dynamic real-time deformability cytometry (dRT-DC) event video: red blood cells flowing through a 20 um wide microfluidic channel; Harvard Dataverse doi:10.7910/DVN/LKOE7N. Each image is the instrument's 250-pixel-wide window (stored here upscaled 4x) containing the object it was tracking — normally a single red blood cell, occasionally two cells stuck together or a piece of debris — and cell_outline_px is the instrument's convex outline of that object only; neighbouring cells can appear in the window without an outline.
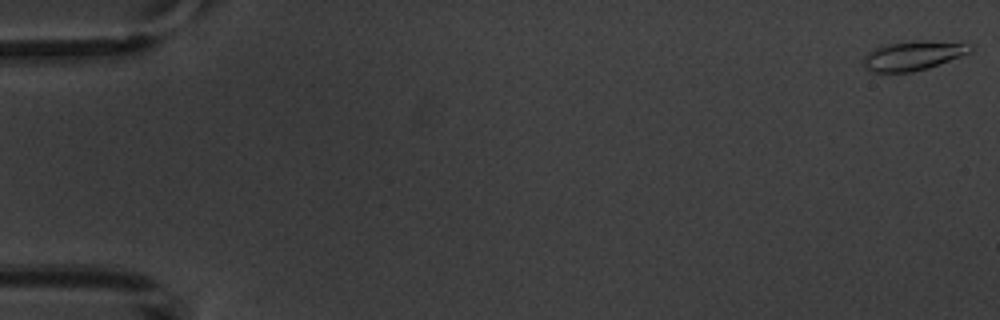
{"species": "common noctule bat (a hibernating species)", "species_latin": "Nyctalus noctula", "temperature_condition": "warm", "stored_images_in_passage": 3, "camera_frame_rate_fps": 3000, "um_per_image_px": 0.085, "animal": {"sex": "male", "body_mass_g": 20.1, "forearm_length_mm": 53.5}, "frame": {"image": 1, "passage_image": 1, "time_ms": 0.0, "image_size_px": [1000, 320], "cell_outline_px": [[972, 48], [968, 52], [960, 56], [928, 68], [912, 72], [872, 72], [864, 68], [860, 60], [868, 52], [880, 44], [912, 40], [924, 40], [972, 44]], "centroid_in_image_um": [77.5, 4.71], "position_along_channel_um": 7.5, "area_um2": 18.55}}